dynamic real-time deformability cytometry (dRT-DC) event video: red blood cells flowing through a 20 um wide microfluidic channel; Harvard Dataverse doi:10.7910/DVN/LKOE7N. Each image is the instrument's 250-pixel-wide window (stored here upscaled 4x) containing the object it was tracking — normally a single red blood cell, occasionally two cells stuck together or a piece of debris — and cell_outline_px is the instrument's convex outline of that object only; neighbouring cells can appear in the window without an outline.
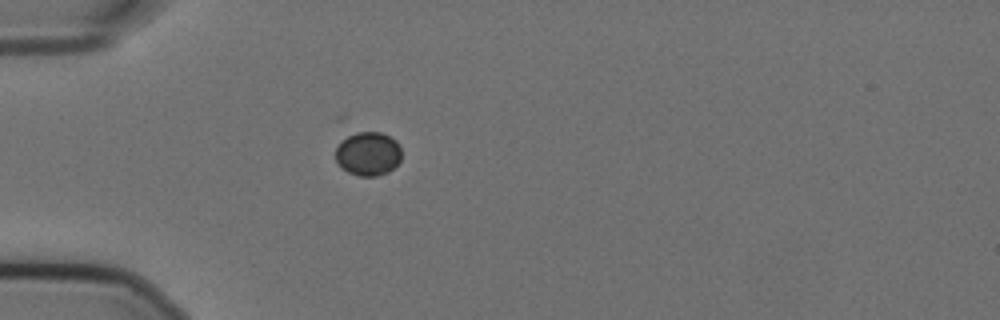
{"species": "Egyptian fruit bat (a non-hibernating species)", "species_latin": "Rousettus aegyptiacus", "temperature_condition": "cold", "stored_images_in_passage": 41, "camera_frame_rate_fps": 3000, "um_per_image_px": 0.085, "animal": {"sex": "female"}, "frame": {"image": 1, "passage_image": 1, "time_ms": 0.0, "image_size_px": [1000, 320], "cell_outline_px": [[400, 160], [388, 172], [376, 176], [360, 176], [348, 172], [340, 168], [336, 160], [336, 148], [348, 136], [356, 132], [380, 132], [396, 140], [400, 148]], "centroid_in_image_um": [31.28, 13.08], "position_along_channel_um": 53.7, "area_um2": 16.65}}
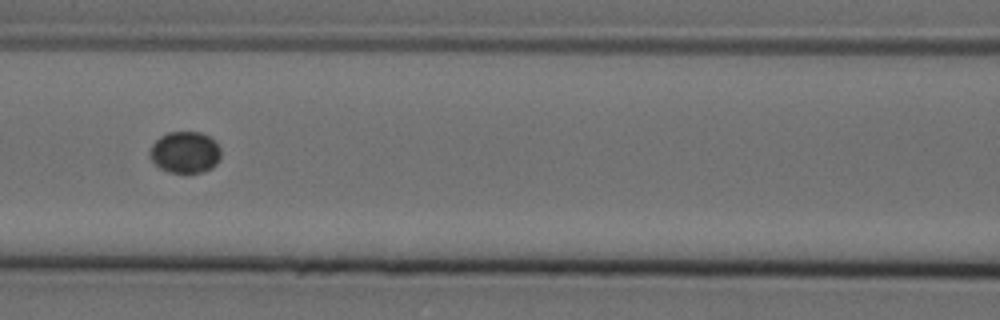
{"frame": {"image": 2, "passage_image": 10, "time_ms": 3.0, "image_size_px": [1000, 320], "cell_outline_px": [[220, 160], [212, 168], [204, 172], [168, 172], [160, 168], [148, 156], [148, 152], [152, 144], [160, 136], [168, 132], [200, 132], [208, 136], [220, 148]], "centroid_in_image_um": [15.71, 12.95], "position_along_channel_um": 150.9, "area_um2": 17.22}}
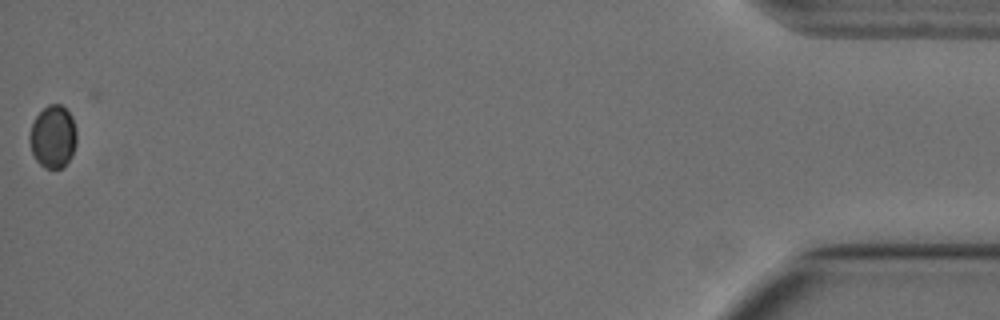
{"frame": {"image": 3, "passage_image": 41, "time_ms": 13.333, "image_size_px": [1000, 320], "cell_outline_px": [[76, 144], [72, 156], [64, 168], [44, 168], [36, 160], [32, 152], [28, 140], [28, 136], [32, 124], [36, 116], [48, 104], [60, 104], [72, 116], [76, 132]], "centroid_in_image_um": [4.5, 11.64], "position_along_channel_um": 430.7, "area_um2": 17.28}}